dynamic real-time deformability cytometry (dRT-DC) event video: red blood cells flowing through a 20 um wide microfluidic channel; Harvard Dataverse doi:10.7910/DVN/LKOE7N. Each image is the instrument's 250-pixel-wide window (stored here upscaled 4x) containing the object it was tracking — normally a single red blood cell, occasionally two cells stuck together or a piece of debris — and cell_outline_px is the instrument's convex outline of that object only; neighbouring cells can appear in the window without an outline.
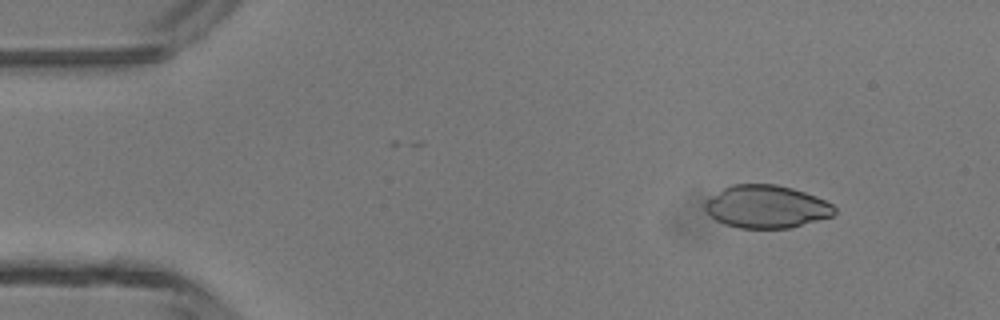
{"species": "common noctule bat (a hibernating species)", "species_latin": "Nyctalus noctula", "temperature_condition": "room temperature", "stored_images_in_passage": 3, "camera_frame_rate_fps": 3000, "um_per_image_px": 0.085, "animal": {"sex": "male", "body_mass_g": 13.3}, "frame": {"image": 1, "passage_image": 1, "time_ms": 0.0, "image_size_px": [1000, 320], "cell_outline_px": [[836, 212], [832, 216], [788, 228], [740, 228], [724, 224], [716, 220], [704, 208], [704, 204], [712, 196], [724, 188], [732, 184], [776, 184], [792, 188], [816, 196], [832, 204], [836, 208]], "centroid_in_image_um": [65.15, 17.56], "position_along_channel_um": 19.8, "area_um2": 32.02}}